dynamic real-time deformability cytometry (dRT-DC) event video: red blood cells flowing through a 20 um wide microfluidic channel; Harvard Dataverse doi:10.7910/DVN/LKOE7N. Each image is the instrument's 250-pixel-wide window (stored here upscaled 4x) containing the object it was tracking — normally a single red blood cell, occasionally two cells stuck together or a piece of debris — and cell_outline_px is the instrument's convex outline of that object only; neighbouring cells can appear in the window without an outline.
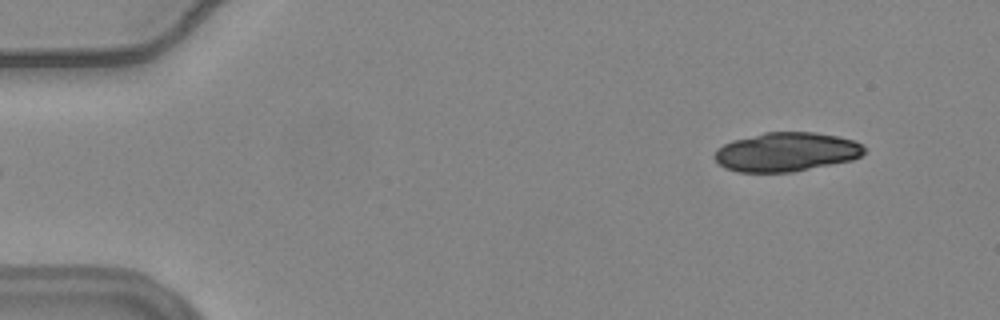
{"species": "common noctule bat (a hibernating species)", "species_latin": "Nyctalus noctula", "temperature_condition": "warm", "stored_images_in_passage": 16, "camera_frame_rate_fps": 3000, "um_per_image_px": 0.085, "animal": {"sex": "female", "body_mass_g": 24.6, "forearm_length_mm": 56.2}, "frame": {"image": 1, "passage_image": 1, "time_ms": 0.0, "image_size_px": [1000, 320], "cell_outline_px": [[864, 152], [860, 156], [852, 160], [792, 172], [736, 172], [724, 168], [712, 156], [716, 148], [732, 140], [764, 132], [816, 132], [836, 136], [852, 140], [860, 144], [864, 148]], "centroid_in_image_um": [66.78, 12.92], "position_along_channel_um": 18.2, "area_um2": 34.1}}